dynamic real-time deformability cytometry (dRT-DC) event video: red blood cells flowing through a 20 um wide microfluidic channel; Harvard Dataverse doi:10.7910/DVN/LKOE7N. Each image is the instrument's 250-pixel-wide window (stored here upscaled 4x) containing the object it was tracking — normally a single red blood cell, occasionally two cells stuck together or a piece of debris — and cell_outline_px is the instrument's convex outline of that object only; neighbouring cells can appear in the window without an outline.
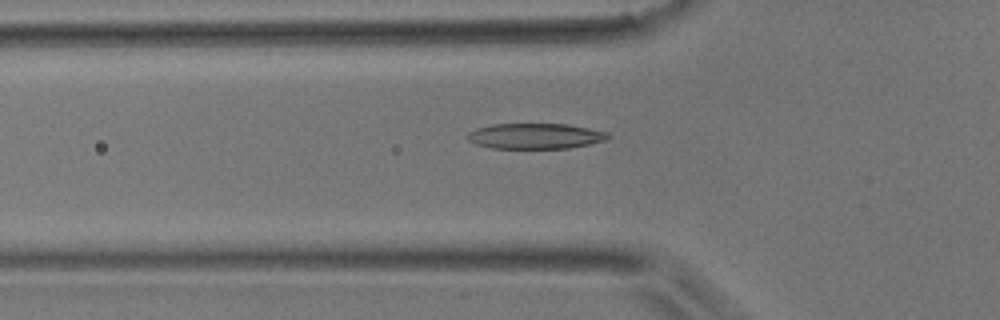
{"species": "common noctule bat (a hibernating species)", "species_latin": "Nyctalus noctula", "temperature_condition": "room temperature", "stored_images_in_passage": 39, "camera_frame_rate_fps": 3000, "um_per_image_px": 0.085, "animal": {"sex": "male", "body_mass_g": 17.9}, "frame": {"image": 1, "passage_image": 7, "time_ms": 2.0, "image_size_px": [1000, 320], "cell_outline_px": [[612, 136], [604, 140], [588, 144], [568, 148], [492, 148], [476, 144], [468, 140], [468, 132], [476, 128], [492, 124], [568, 124], [608, 132]], "centroid_in_image_um": [45.49, 11.56], "position_along_channel_um": 80.3, "area_um2": 20.81}}
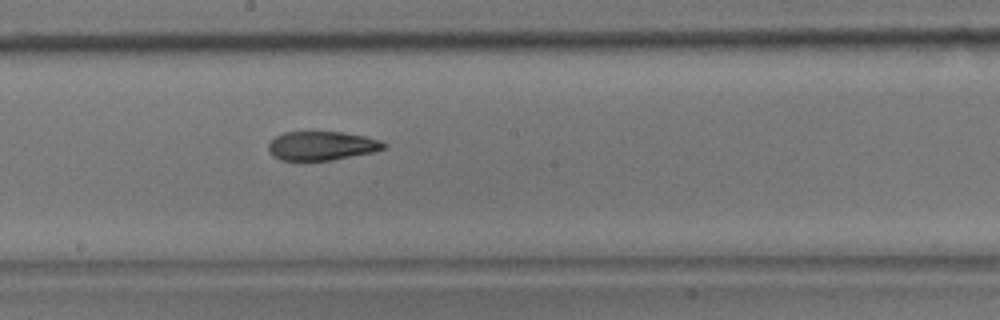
{"frame": {"image": 2, "passage_image": 17, "time_ms": 5.333, "image_size_px": [1000, 320], "cell_outline_px": [[388, 144], [384, 148], [372, 152], [332, 160], [280, 160], [272, 156], [268, 152], [268, 144], [276, 136], [284, 132], [340, 132], [364, 136], [380, 140]], "centroid_in_image_um": [27.32, 12.39], "position_along_channel_um": 220.9, "area_um2": 19.36}}
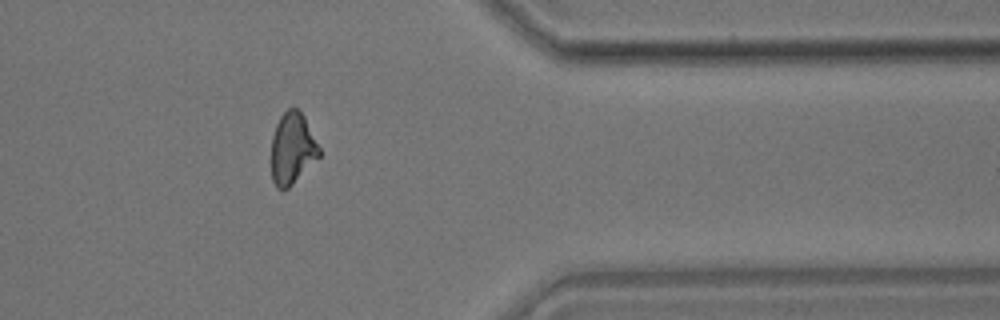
{"frame": {"image": 3, "passage_image": 30, "time_ms": 9.667, "image_size_px": [1000, 320], "cell_outline_px": [[320, 156], [288, 188], [276, 188], [272, 180], [272, 136], [276, 124], [280, 116], [292, 104], [304, 116], [320, 148]], "centroid_in_image_um": [24.84, 12.59], "position_along_channel_um": 386.6, "area_um2": 19.83}}